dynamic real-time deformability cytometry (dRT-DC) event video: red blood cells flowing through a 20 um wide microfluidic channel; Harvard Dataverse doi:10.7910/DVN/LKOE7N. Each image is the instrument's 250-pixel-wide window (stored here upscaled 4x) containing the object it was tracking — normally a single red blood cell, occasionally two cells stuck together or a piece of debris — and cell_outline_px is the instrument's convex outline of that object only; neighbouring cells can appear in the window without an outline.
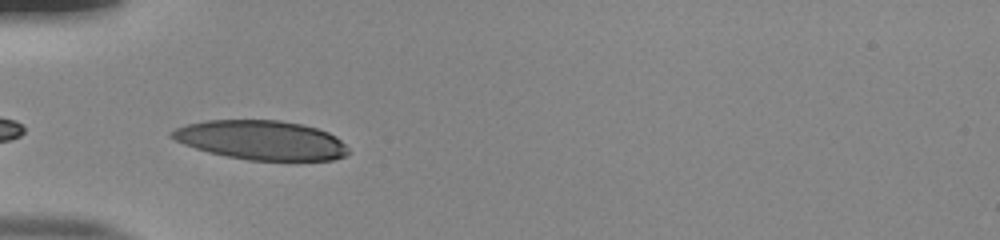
{"species": "human", "species_latin": "Homo sapiens", "temperature_condition": "room temperature", "stored_images_in_passage": 17, "camera_frame_rate_fps": 3000, "um_per_image_px": 0.085, "donor": {"sex": "male"}, "frame": {"image": 1, "passage_image": 1, "time_ms": 0.0, "image_size_px": [1000, 240], "cell_outline_px": [[352, 152], [344, 156], [332, 160], [248, 160], [208, 152], [184, 144], [168, 136], [168, 132], [184, 124], [204, 120], [280, 120], [300, 124], [316, 128], [328, 132], [336, 136]], "centroid_in_image_um": [22.18, 11.9], "position_along_channel_um": 62.8, "area_um2": 40.46}}
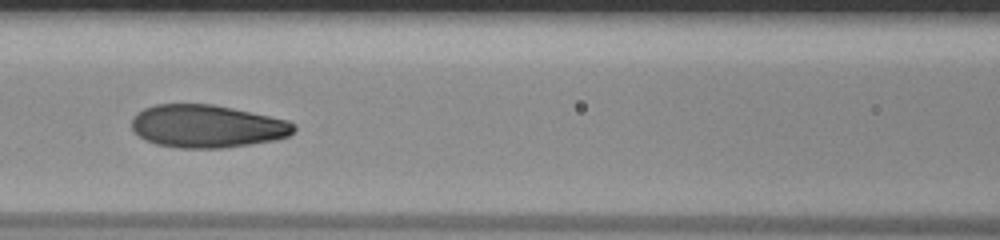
{"frame": {"image": 2, "passage_image": 8, "time_ms": 2.333, "image_size_px": [1000, 240], "cell_outline_px": [[296, 128], [288, 136], [276, 140], [220, 148], [180, 148], [156, 144], [132, 132], [132, 116], [136, 112], [144, 108], [156, 104], [212, 104], [232, 108], [288, 120], [296, 124]], "centroid_in_image_um": [17.58, 10.72], "position_along_channel_um": 149.0, "area_um2": 40.46}}